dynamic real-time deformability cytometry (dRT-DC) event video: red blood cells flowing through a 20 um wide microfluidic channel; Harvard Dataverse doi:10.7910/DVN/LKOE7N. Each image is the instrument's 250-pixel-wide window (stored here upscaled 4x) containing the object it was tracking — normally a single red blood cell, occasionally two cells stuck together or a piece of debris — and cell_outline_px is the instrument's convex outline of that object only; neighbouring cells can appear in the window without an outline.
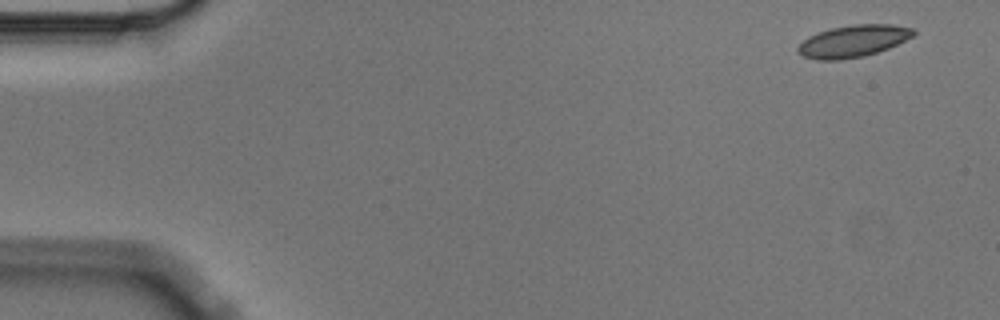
{"species": "Egyptian fruit bat (a non-hibernating species)", "species_latin": "Rousettus aegyptiacus", "temperature_condition": "cold", "stored_images_in_passage": 6, "camera_frame_rate_fps": 3000, "um_per_image_px": 0.085, "animal": {"sex": "male"}, "frame": {"image": 1, "passage_image": 1, "time_ms": 0.0, "image_size_px": [1000, 320], "cell_outline_px": [[916, 32], [912, 36], [888, 48], [864, 56], [840, 60], [816, 60], [804, 56], [796, 52], [796, 48], [808, 36], [832, 28], [852, 24], [892, 24], [912, 28]], "centroid_in_image_um": [72.49, 3.49], "position_along_channel_um": 12.5, "area_um2": 21.39}}
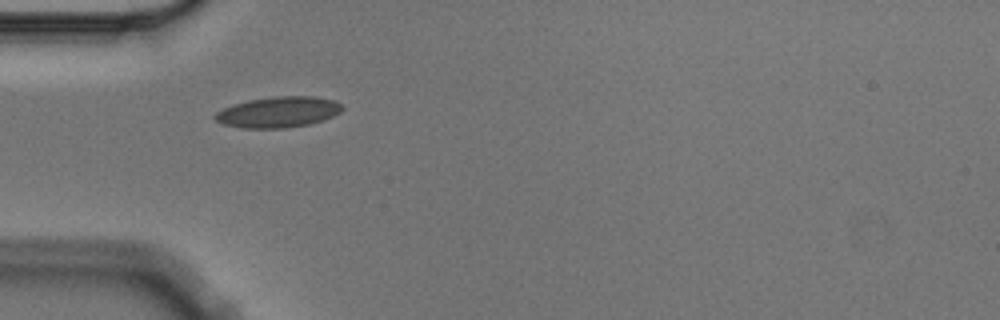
{"frame": {"image": 2, "passage_image": 5, "time_ms": 1.333, "image_size_px": [1000, 320], "cell_outline_px": [[344, 108], [340, 112], [324, 120], [308, 124], [284, 128], [244, 128], [224, 124], [216, 120], [212, 116], [216, 112], [232, 104], [248, 100], [276, 96], [316, 96], [336, 100]], "centroid_in_image_um": [23.66, 9.51], "position_along_channel_um": 61.3, "area_um2": 22.89}}
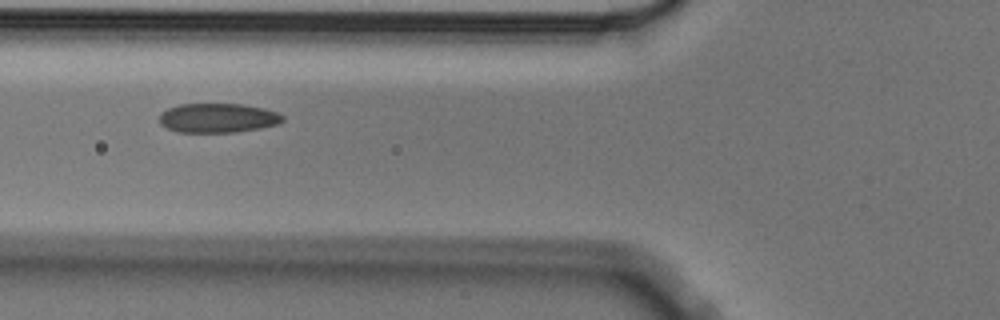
{"frame": {"image": 3, "passage_image": 6, "time_ms": 1.667, "image_size_px": [1000, 320], "cell_outline_px": [[284, 120], [280, 124], [260, 128], [236, 132], [180, 132], [168, 128], [160, 124], [160, 112], [168, 108], [180, 104], [240, 104], [264, 108], [276, 112], [284, 116]], "centroid_in_image_um": [18.53, 10.03], "position_along_channel_um": 107.3, "area_um2": 21.1}}